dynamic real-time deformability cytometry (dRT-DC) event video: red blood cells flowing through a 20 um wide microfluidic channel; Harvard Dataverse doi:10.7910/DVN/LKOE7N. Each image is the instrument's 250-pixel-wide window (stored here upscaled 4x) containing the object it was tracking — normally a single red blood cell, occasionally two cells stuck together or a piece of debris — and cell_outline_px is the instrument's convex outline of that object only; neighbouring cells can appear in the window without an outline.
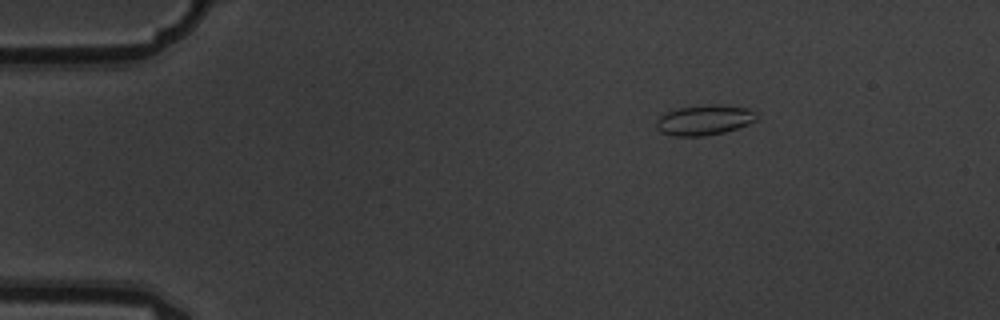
{"species": "common noctule bat (a hibernating species)", "species_latin": "Nyctalus noctula", "temperature_condition": "warm", "stored_images_in_passage": 4, "camera_frame_rate_fps": 3000, "um_per_image_px": 0.085, "animal": {"sex": "male", "body_mass_g": 19.5, "forearm_length_mm": 54.6}, "frame": {"image": 1, "passage_image": 1, "time_ms": 0.0, "image_size_px": [1000, 320], "cell_outline_px": [[756, 120], [748, 124], [724, 132], [704, 136], [676, 136], [660, 132], [656, 128], [656, 120], [664, 112], [680, 108], [708, 104], [716, 104], [748, 108], [756, 112]], "centroid_in_image_um": [59.84, 10.2], "position_along_channel_um": 25.2, "area_um2": 17.63}}
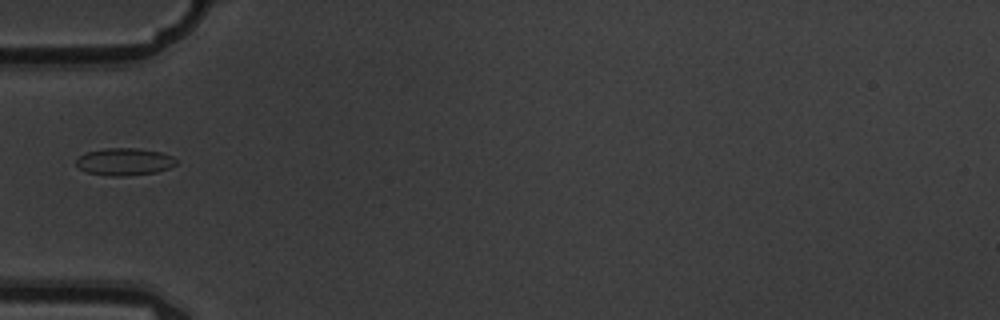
{"frame": {"image": 2, "passage_image": 4, "time_ms": 1.0, "image_size_px": [1000, 320], "cell_outline_px": [[176, 164], [168, 168], [156, 172], [124, 176], [112, 176], [88, 172], [80, 168], [76, 164], [76, 160], [84, 152], [104, 148], [136, 148], [160, 152], [172, 156], [176, 160]], "centroid_in_image_um": [10.56, 13.73], "position_along_channel_um": 74.4, "area_um2": 15.78}}